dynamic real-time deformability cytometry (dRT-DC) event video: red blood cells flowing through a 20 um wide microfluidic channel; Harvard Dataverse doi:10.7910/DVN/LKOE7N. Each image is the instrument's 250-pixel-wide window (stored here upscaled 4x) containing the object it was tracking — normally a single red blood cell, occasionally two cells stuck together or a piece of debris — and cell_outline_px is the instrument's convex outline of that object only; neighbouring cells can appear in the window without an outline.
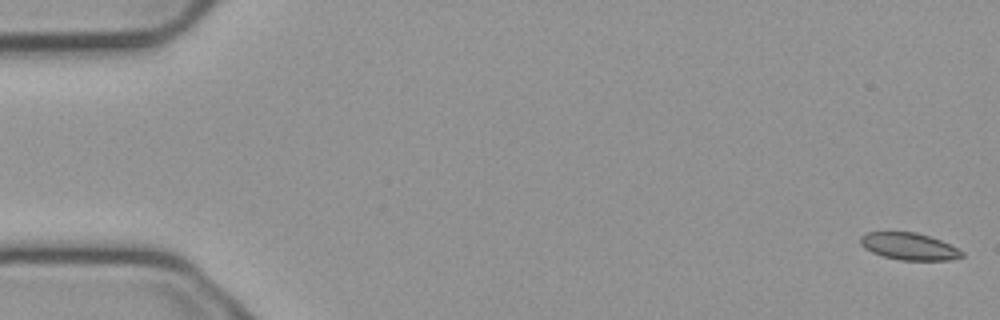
{"species": "common noctule bat (a hibernating species)", "species_latin": "Nyctalus noctula", "temperature_condition": "cold", "stored_images_in_passage": 11, "camera_frame_rate_fps": 3000, "um_per_image_px": 0.085, "animal": {"sex": "male", "body_mass_g": 23.1, "forearm_length_mm": 52.7}, "frame": {"image": 1, "passage_image": 1, "time_ms": 0.0, "image_size_px": [1000, 320], "cell_outline_px": [[964, 256], [948, 260], [900, 260], [884, 256], [872, 252], [864, 248], [860, 244], [860, 236], [868, 232], [916, 232], [940, 240], [964, 252]], "centroid_in_image_um": [77.25, 20.94], "position_along_channel_um": 7.8, "area_um2": 15.84}}
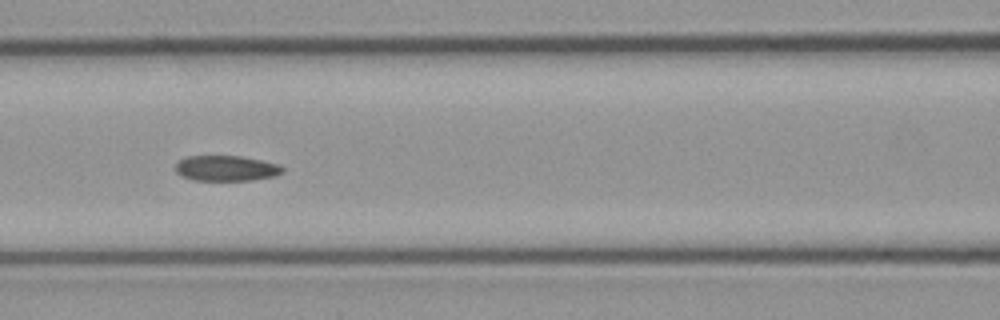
{"frame": {"image": 2, "passage_image": 7, "time_ms": 2.0, "image_size_px": [1000, 320], "cell_outline_px": [[284, 172], [276, 176], [252, 180], [192, 180], [180, 176], [176, 172], [176, 164], [180, 160], [188, 156], [240, 156], [280, 164], [284, 168]], "centroid_in_image_um": [19.25, 14.31], "position_along_channel_um": 147.4, "area_um2": 15.95}}
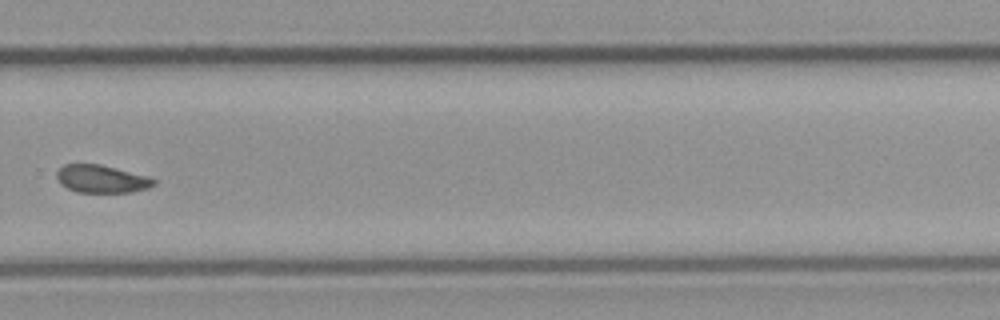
{"frame": {"image": 3, "passage_image": 11, "time_ms": 3.333, "image_size_px": [1000, 320], "cell_outline_px": [[156, 184], [148, 188], [132, 192], [76, 192], [60, 184], [56, 176], [56, 172], [64, 164], [100, 164], [148, 176], [156, 180]], "centroid_in_image_um": [8.63, 15.21], "position_along_channel_um": 321.2, "area_um2": 15.72}}